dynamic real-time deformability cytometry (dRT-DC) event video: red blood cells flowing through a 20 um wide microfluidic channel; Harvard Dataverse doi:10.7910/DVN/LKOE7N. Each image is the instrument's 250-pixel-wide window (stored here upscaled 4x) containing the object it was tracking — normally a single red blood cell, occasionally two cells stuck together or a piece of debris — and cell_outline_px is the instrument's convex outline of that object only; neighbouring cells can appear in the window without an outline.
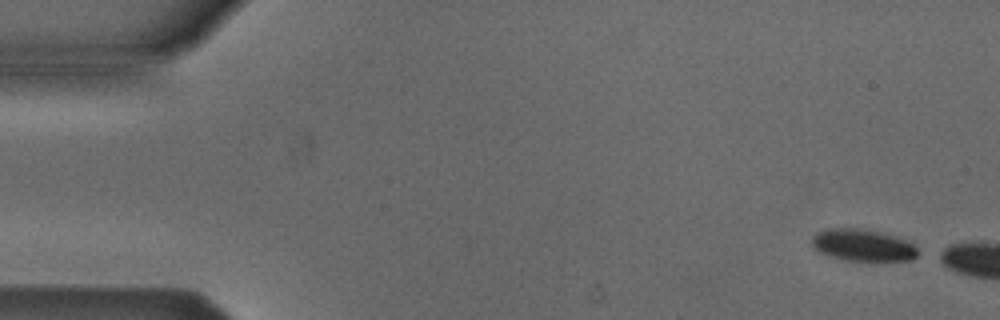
{"species": "Egyptian fruit bat (a non-hibernating species)", "species_latin": "Rousettus aegyptiacus", "temperature_condition": "cold", "stored_images_in_passage": 4, "camera_frame_rate_fps": 3000, "um_per_image_px": 0.085, "animal": {"sex": "male"}, "frame": {"image": 1, "passage_image": 1, "time_ms": 0.0, "image_size_px": [1000, 320], "cell_outline_px": [[916, 256], [912, 260], [848, 260], [828, 256], [812, 248], [812, 236], [816, 232], [824, 228], [864, 228], [884, 232], [908, 240], [916, 248]], "centroid_in_image_um": [73.29, 20.81], "position_along_channel_um": 11.7, "area_um2": 19.88}}